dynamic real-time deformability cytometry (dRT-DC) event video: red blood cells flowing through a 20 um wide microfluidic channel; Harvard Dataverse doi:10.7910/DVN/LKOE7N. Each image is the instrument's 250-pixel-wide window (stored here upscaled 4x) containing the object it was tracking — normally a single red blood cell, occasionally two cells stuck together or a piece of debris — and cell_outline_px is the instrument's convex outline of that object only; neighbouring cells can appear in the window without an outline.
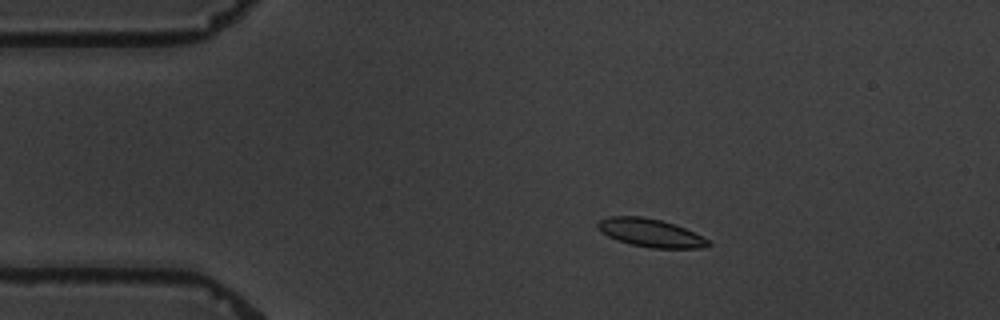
{"species": "common noctule bat (a hibernating species)", "species_latin": "Nyctalus noctula", "temperature_condition": "warm", "stored_images_in_passage": 7, "camera_frame_rate_fps": 3000, "um_per_image_px": 0.085, "animal": {"sex": "male", "body_mass_g": 19.5, "forearm_length_mm": 54.6}, "frame": {"image": 1, "passage_image": 3, "time_ms": 2.333, "image_size_px": [1000, 320], "cell_outline_px": [[712, 244], [704, 248], [652, 248], [632, 244], [616, 240], [608, 236], [596, 228], [596, 224], [600, 220], [608, 216], [640, 216], [660, 220], [684, 228], [708, 240]], "centroid_in_image_um": [55.25, 19.79], "position_along_channel_um": 29.8, "area_um2": 17.92}}
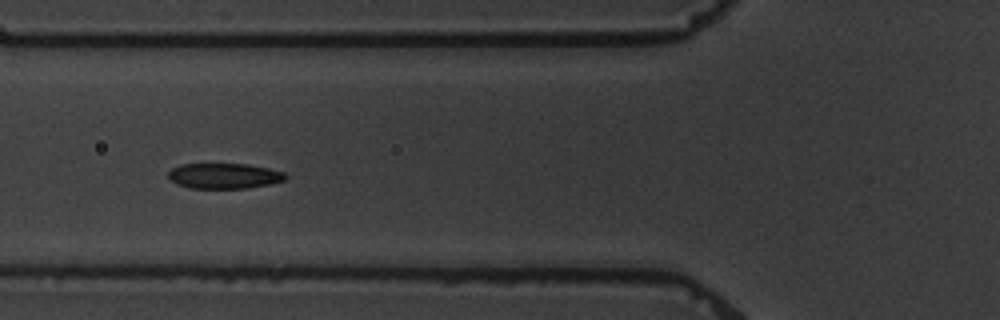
{"frame": {"image": 2, "passage_image": 6, "time_ms": 6.0, "image_size_px": [1000, 320], "cell_outline_px": [[288, 176], [284, 180], [268, 184], [248, 188], [188, 188], [176, 184], [168, 176], [168, 172], [172, 168], [180, 164], [248, 164], [268, 168], [284, 172]], "centroid_in_image_um": [19.04, 14.95], "position_along_channel_um": 106.8, "area_um2": 17.34}}
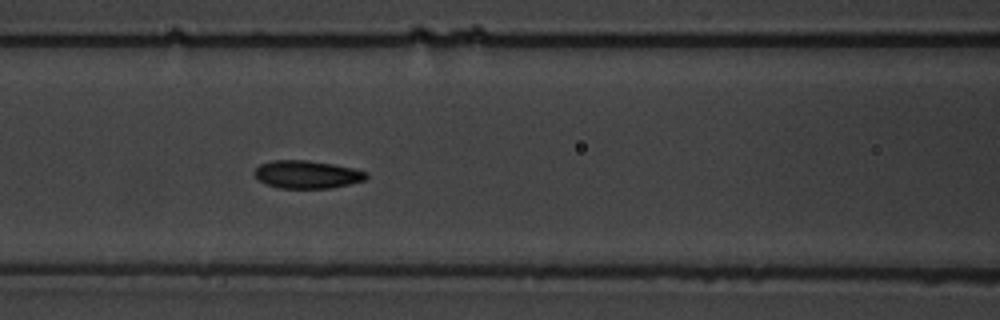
{"frame": {"image": 3, "passage_image": 7, "time_ms": 7.0, "image_size_px": [1000, 320], "cell_outline_px": [[368, 176], [364, 180], [332, 188], [280, 188], [268, 184], [260, 180], [252, 172], [260, 164], [272, 160], [308, 160], [332, 164], [352, 168], [368, 172]], "centroid_in_image_um": [26.09, 14.82], "position_along_channel_um": 140.5, "area_um2": 18.03}}